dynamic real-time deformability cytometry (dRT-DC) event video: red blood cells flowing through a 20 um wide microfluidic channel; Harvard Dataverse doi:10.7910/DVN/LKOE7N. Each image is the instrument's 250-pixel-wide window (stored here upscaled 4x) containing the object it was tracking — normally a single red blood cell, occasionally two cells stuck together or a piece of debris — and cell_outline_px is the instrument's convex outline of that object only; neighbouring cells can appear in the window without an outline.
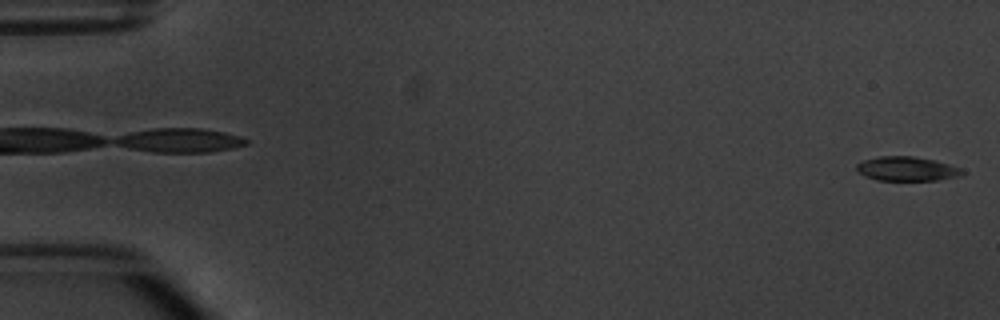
{"species": "common noctule bat (a hibernating species)", "species_latin": "Nyctalus noctula", "temperature_condition": "warm", "stored_images_in_passage": 5, "camera_frame_rate_fps": 3000, "um_per_image_px": 0.085, "animal": {"sex": "male", "body_mass_g": 20.1, "forearm_length_mm": 53.5}, "frame": {"image": 1, "passage_image": 5, "time_ms": 5.333, "image_size_px": [1000, 320], "cell_outline_px": [[964, 172], [960, 176], [940, 180], [876, 180], [864, 176], [856, 168], [856, 164], [864, 160], [880, 156], [912, 156], [936, 160], [960, 168]], "centroid_in_image_um": [77.08, 14.35], "position_along_channel_um": 7.9, "area_um2": 14.91}}